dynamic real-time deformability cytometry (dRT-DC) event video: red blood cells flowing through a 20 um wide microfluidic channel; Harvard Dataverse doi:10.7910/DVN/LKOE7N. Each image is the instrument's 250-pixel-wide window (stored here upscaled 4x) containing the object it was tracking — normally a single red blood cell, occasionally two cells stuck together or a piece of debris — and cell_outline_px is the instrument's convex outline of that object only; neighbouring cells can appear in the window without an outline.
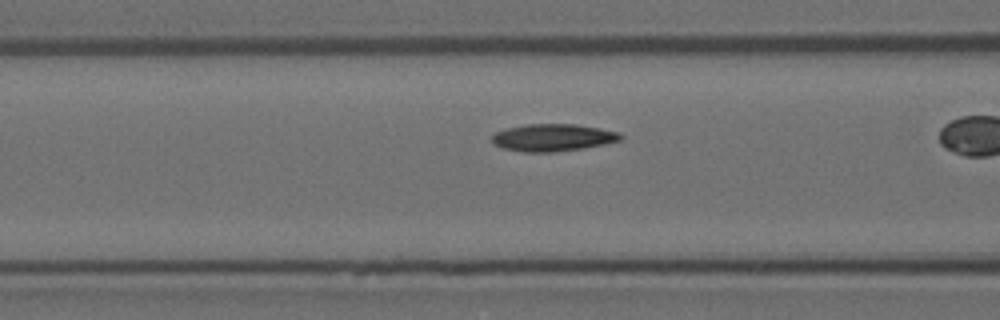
{"species": "Egyptian fruit bat (a non-hibernating species)", "species_latin": "Rousettus aegyptiacus", "temperature_condition": "room temperature", "stored_images_in_passage": 15, "camera_frame_rate_fps": 3000, "um_per_image_px": 0.085, "animal": {"sex": "female"}, "frame": {"image": 1, "passage_image": 15, "time_ms": 4.667, "image_size_px": [1000, 320], "cell_outline_px": [[624, 140], [604, 144], [580, 148], [552, 152], [524, 152], [504, 148], [496, 144], [492, 140], [492, 136], [496, 132], [508, 128], [528, 124], [576, 124], [620, 132], [624, 136]], "centroid_in_image_um": [47.05, 11.69], "position_along_channel_um": 119.5, "area_um2": 20.23}}